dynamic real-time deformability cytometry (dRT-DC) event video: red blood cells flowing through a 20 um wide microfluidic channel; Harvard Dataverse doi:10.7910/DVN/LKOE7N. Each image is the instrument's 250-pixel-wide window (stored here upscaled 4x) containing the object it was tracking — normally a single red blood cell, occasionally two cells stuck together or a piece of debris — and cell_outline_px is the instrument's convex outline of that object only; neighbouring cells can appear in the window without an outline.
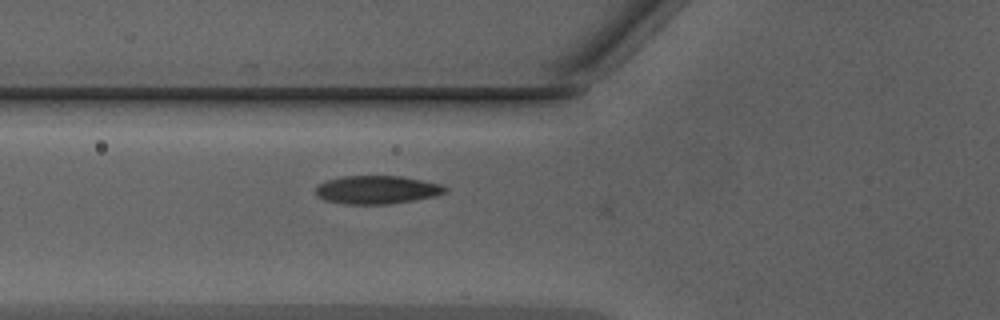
{"species": "Egyptian fruit bat (a non-hibernating species)", "species_latin": "Rousettus aegyptiacus", "temperature_condition": "warm", "stored_images_in_passage": 31, "camera_frame_rate_fps": 3000, "um_per_image_px": 0.085, "animal": {"sex": "male"}, "frame": {"image": 1, "passage_image": 2, "time_ms": 0.333, "image_size_px": [1000, 320], "cell_outline_px": [[448, 192], [436, 196], [388, 204], [344, 204], [324, 200], [316, 196], [316, 188], [320, 184], [328, 180], [344, 176], [400, 176], [440, 184], [448, 188]], "centroid_in_image_um": [32.04, 16.14], "position_along_channel_um": 93.8, "area_um2": 21.21}}
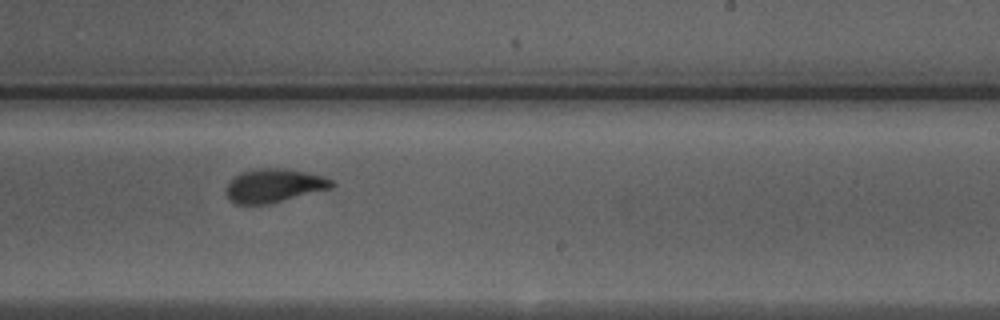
{"frame": {"image": 2, "passage_image": 14, "time_ms": 4.333, "image_size_px": [1000, 320], "cell_outline_px": [[336, 184], [332, 188], [268, 204], [236, 204], [228, 200], [224, 192], [224, 188], [240, 172], [264, 168], [284, 168], [324, 176], [332, 180]], "centroid_in_image_um": [23.27, 15.79], "position_along_channel_um": 265.7, "area_um2": 20.69}}
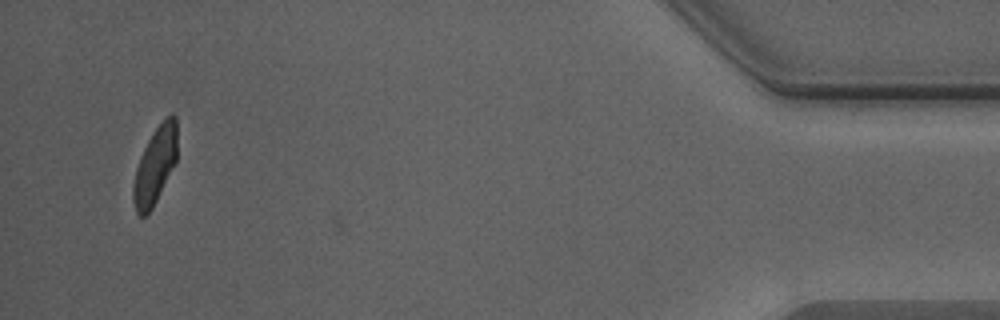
{"frame": {"image": 3, "passage_image": 30, "time_ms": 9.667, "image_size_px": [1000, 320], "cell_outline_px": [[176, 160], [152, 208], [144, 216], [140, 216], [136, 212], [132, 200], [132, 188], [136, 168], [140, 156], [152, 132], [172, 112], [176, 116]], "centroid_in_image_um": [13.15, 14.07], "position_along_channel_um": 422.0, "area_um2": 19.31}, "authors_computed_cell_mechanics": {"area_um2": 20.6924, "velocity_mm_per_s": 4.2959, "shape_relaxation_time_tau1_ms": 2.7679, "shape_relaxation_time_tau2_ms": 0.6644, "deformation_change_tau1": 0.1309, "deformation_change_tau2": 0.0451}}